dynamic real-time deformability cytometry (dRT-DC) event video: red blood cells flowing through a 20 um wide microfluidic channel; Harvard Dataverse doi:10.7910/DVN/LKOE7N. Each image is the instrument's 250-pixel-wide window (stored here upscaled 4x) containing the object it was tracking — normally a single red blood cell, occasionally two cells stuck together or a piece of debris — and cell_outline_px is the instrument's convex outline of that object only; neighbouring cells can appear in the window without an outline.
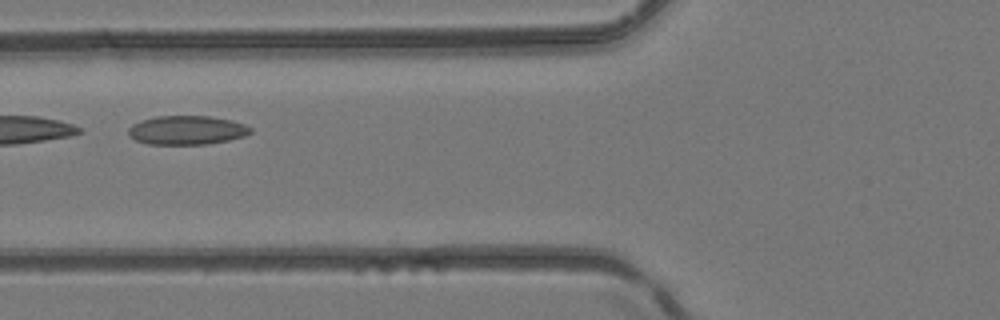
{"species": "common noctule bat (a hibernating species)", "species_latin": "Nyctalus noctula", "temperature_condition": "room temperature", "stored_images_in_passage": 3, "camera_frame_rate_fps": 3000, "um_per_image_px": 0.085, "animal": {"sex": "female", "body_mass_g": 24.6, "forearm_length_mm": 56.2}, "frame": {"image": 1, "passage_image": 3, "time_ms": 0.667, "image_size_px": [1000, 320], "cell_outline_px": [[252, 132], [244, 136], [228, 140], [208, 144], [148, 144], [136, 140], [128, 136], [128, 128], [132, 124], [140, 120], [156, 116], [208, 116], [232, 120], [244, 124], [252, 128]], "centroid_in_image_um": [15.86, 11.06], "position_along_channel_um": 109.9, "area_um2": 20.69}}